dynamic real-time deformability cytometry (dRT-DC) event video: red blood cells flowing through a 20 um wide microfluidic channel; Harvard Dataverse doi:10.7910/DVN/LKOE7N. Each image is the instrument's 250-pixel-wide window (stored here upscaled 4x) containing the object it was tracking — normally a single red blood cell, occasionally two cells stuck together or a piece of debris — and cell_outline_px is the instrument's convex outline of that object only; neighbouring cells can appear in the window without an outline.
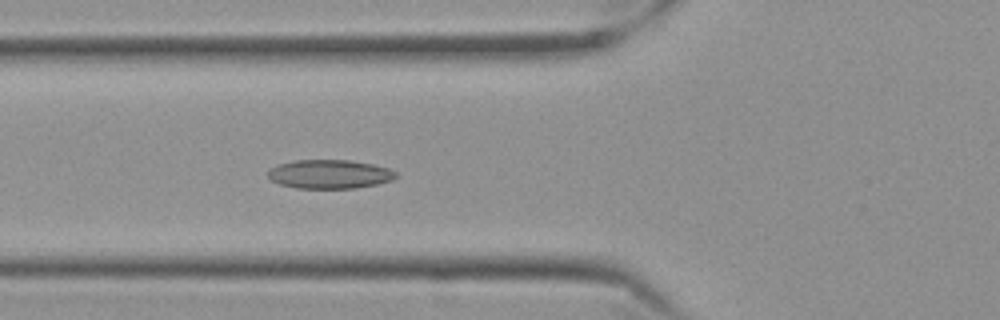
{"species": "Egyptian fruit bat (a non-hibernating species)", "species_latin": "Rousettus aegyptiacus", "temperature_condition": "cold", "stored_images_in_passage": 44, "camera_frame_rate_fps": 3000, "um_per_image_px": 0.085, "frame": {"image": 1, "passage_image": 8, "time_ms": 2.333, "image_size_px": [1000, 320], "cell_outline_px": [[396, 176], [392, 180], [376, 184], [356, 188], [296, 188], [280, 184], [272, 180], [268, 176], [268, 172], [272, 168], [280, 164], [296, 160], [348, 160], [372, 164], [388, 168], [396, 172]], "centroid_in_image_um": [28.03, 14.8], "position_along_channel_um": 97.8, "area_um2": 21.27}}
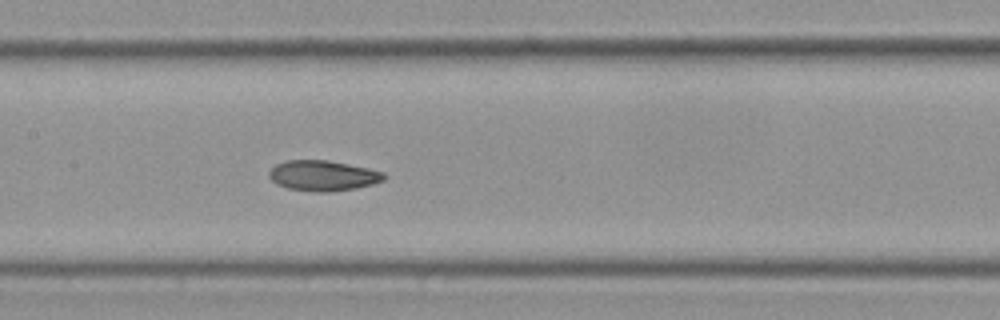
{"frame": {"image": 2, "passage_image": 15, "time_ms": 4.667, "image_size_px": [1000, 320], "cell_outline_px": [[388, 176], [384, 180], [372, 184], [356, 188], [328, 192], [316, 192], [288, 188], [276, 184], [268, 176], [268, 172], [276, 164], [288, 160], [328, 160], [368, 168], [384, 172]], "centroid_in_image_um": [27.46, 14.93], "position_along_channel_um": 179.9, "area_um2": 20.4}}
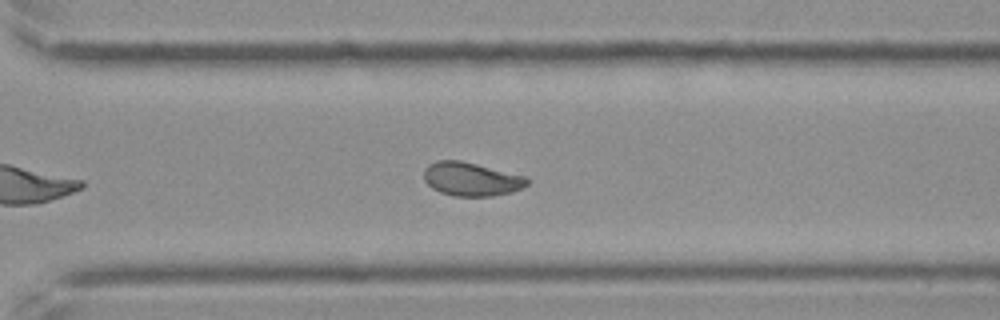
{"frame": {"image": 3, "passage_image": 28, "time_ms": 9.0, "image_size_px": [1000, 320], "cell_outline_px": [[528, 184], [512, 192], [492, 196], [452, 196], [440, 192], [432, 188], [424, 180], [424, 168], [428, 164], [436, 160], [460, 160], [524, 176], [528, 180]], "centroid_in_image_um": [40.0, 15.22], "position_along_channel_um": 330.6, "area_um2": 20.11}, "authors_computed_cell_mechanics": {"area_um2": 20.2011, "velocity_mm_per_s": 3.4857, "shape_relaxation_time_tau1_ms": 10.5301, "shape_relaxation_time_tau2_ms": 2.3923, "deformation_change_tau1": 0.1997, "deformation_change_tau2": 0.0719}}